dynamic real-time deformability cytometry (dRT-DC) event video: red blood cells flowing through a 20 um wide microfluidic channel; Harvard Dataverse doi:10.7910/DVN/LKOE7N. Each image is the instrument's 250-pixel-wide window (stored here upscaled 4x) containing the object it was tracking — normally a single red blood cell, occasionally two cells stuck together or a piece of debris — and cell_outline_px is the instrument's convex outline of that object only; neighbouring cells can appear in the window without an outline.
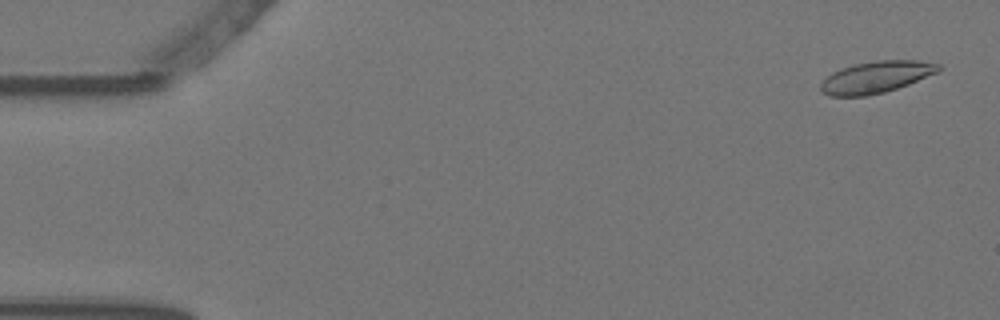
{"species": "Egyptian fruit bat (a non-hibernating species)", "species_latin": "Rousettus aegyptiacus", "temperature_condition": "warm", "stored_images_in_passage": 57, "camera_frame_rate_fps": 3000, "um_per_image_px": 0.085, "animal": {"sex": "female"}, "frame": {"image": 1, "passage_image": 2, "time_ms": 0.333, "image_size_px": [1000, 320], "cell_outline_px": [[940, 72], [908, 84], [884, 92], [868, 96], [828, 96], [820, 88], [820, 84], [832, 72], [840, 68], [856, 64], [876, 60], [920, 60], [940, 64]], "centroid_in_image_um": [74.49, 6.55], "position_along_channel_um": 10.5, "area_um2": 21.79}}
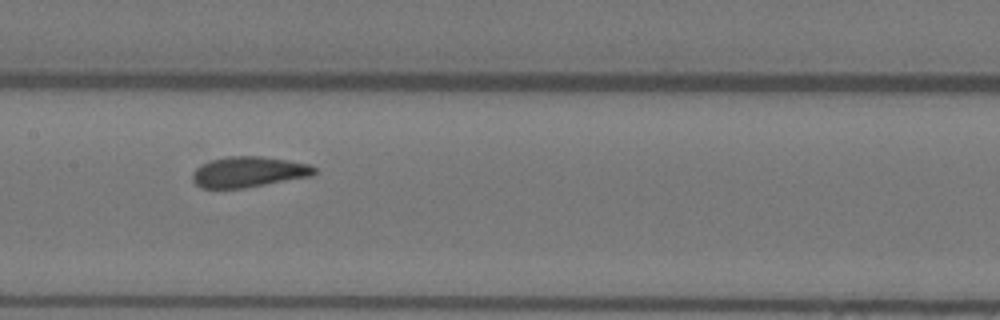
{"frame": {"image": 2, "passage_image": 28, "time_ms": 9.0, "image_size_px": [1000, 320], "cell_outline_px": [[316, 172], [312, 176], [244, 188], [200, 188], [192, 180], [192, 172], [196, 168], [212, 160], [228, 156], [260, 156], [288, 160], [308, 164], [316, 168]], "centroid_in_image_um": [21.13, 14.62], "position_along_channel_um": 186.3, "area_um2": 21.68}}
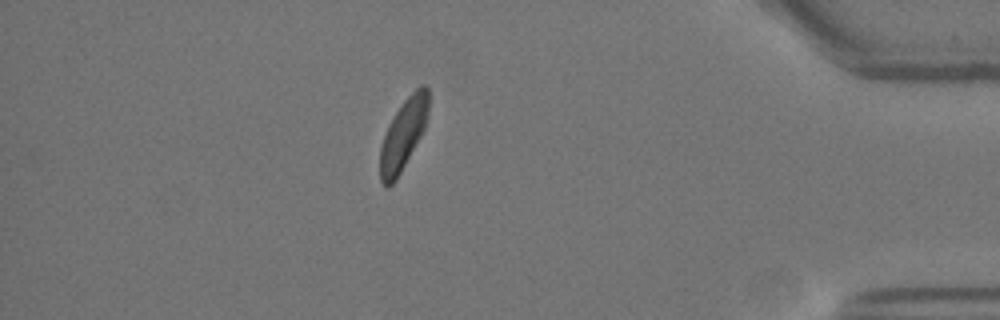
{"frame": {"image": 3, "passage_image": 50, "time_ms": 16.333, "image_size_px": [1000, 320], "cell_outline_px": [[428, 120], [420, 136], [396, 180], [388, 188], [384, 188], [380, 180], [380, 148], [388, 124], [404, 100], [420, 84], [424, 84], [428, 88]], "centroid_in_image_um": [34.27, 11.44], "position_along_channel_um": 400.9, "area_um2": 19.83}, "authors_computed_cell_mechanics": {"area_um2": 21.7906, "velocity_mm_per_s": 3.5041, "shape_relaxation_time_tau1_ms": null, "shape_relaxation_time_tau2_ms": 1.6439, "deformation_change_tau1": null, "deformation_change_tau2": 0.0551}}